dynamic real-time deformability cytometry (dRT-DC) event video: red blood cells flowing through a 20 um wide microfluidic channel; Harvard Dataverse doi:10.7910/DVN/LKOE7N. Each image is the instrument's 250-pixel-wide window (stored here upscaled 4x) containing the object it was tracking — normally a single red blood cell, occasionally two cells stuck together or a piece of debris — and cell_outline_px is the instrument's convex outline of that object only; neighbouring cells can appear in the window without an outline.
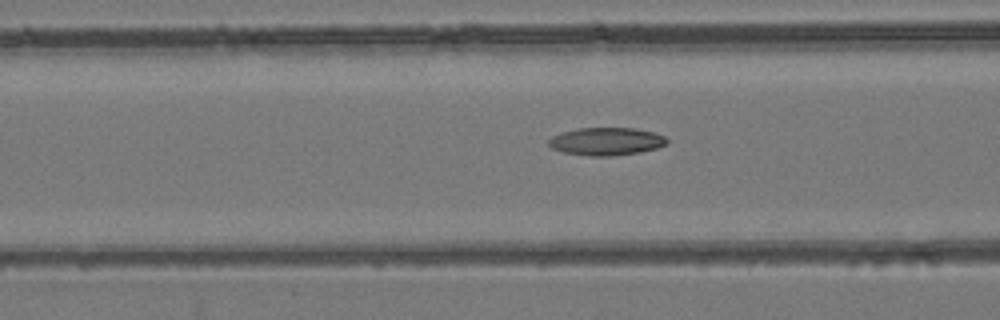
{"species": "common noctule bat (a hibernating species)", "species_latin": "Nyctalus noctula", "temperature_condition": "room temperature", "stored_images_in_passage": 40, "camera_frame_rate_fps": 3000, "um_per_image_px": 0.085, "animal": {"sex": "female", "body_mass_g": 24.6, "forearm_length_mm": 56.2}, "frame": {"image": 1, "passage_image": 10, "time_ms": 3.0, "image_size_px": [1000, 320], "cell_outline_px": [[668, 144], [656, 148], [640, 152], [612, 156], [592, 156], [564, 152], [552, 148], [548, 144], [548, 140], [552, 136], [576, 128], [636, 128], [652, 132], [664, 136], [668, 140]], "centroid_in_image_um": [51.55, 12.02], "position_along_channel_um": 115.1, "area_um2": 19.07}}
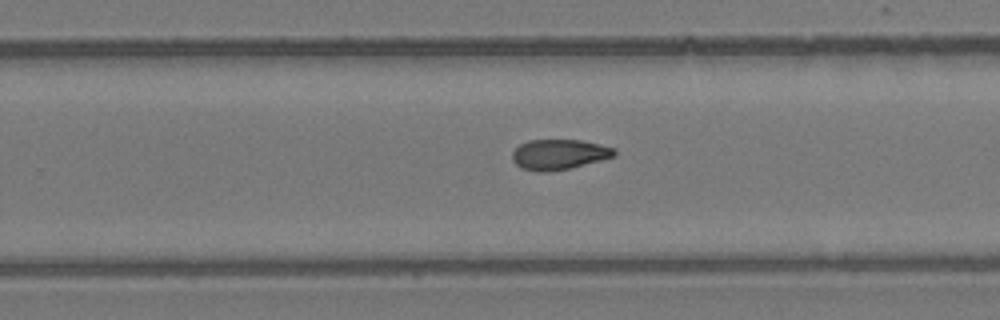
{"frame": {"image": 2, "passage_image": 22, "time_ms": 7.0, "image_size_px": [1000, 320], "cell_outline_px": [[616, 156], [568, 168], [544, 172], [540, 172], [524, 168], [516, 164], [512, 160], [512, 152], [520, 144], [528, 140], [584, 140], [616, 148]], "centroid_in_image_um": [47.53, 13.1], "position_along_channel_um": 282.3, "area_um2": 17.86}}
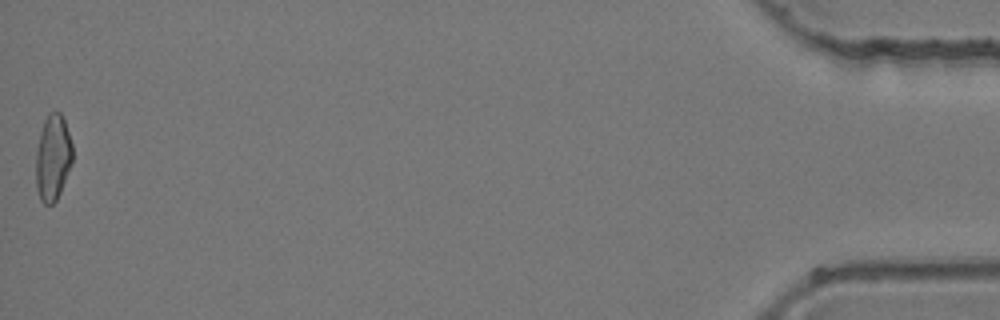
{"frame": {"image": 3, "passage_image": 40, "time_ms": 13.0, "image_size_px": [1000, 320], "cell_outline_px": [[72, 164], [60, 192], [56, 200], [52, 204], [44, 204], [40, 200], [36, 188], [36, 152], [40, 132], [44, 120], [48, 112], [60, 112], [64, 120], [72, 144]], "centroid_in_image_um": [4.48, 13.4], "position_along_channel_um": 430.7, "area_um2": 18.38}}